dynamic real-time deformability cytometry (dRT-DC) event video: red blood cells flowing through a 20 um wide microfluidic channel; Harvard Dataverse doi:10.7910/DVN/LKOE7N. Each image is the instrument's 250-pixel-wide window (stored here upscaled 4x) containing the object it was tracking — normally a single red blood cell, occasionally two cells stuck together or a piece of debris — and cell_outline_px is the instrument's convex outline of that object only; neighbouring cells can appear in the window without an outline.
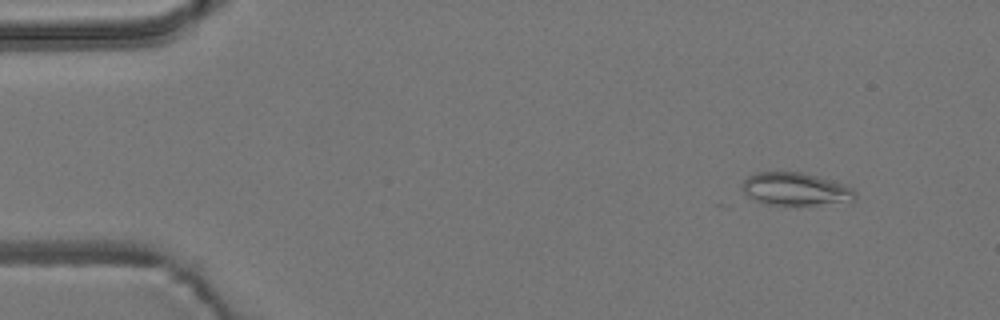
{"species": "common noctule bat (a hibernating species)", "species_latin": "Nyctalus noctula", "temperature_condition": "room temperature", "stored_images_in_passage": 18, "camera_frame_rate_fps": 3000, "um_per_image_px": 0.085, "animal": {"sex": "male", "body_mass_g": 19.2, "forearm_length_mm": 51.8}, "frame": {"image": 1, "passage_image": 6, "time_ms": 1.667, "image_size_px": [1000, 320], "cell_outline_px": [[856, 200], [816, 204], [768, 204], [756, 200], [748, 196], [744, 192], [744, 180], [748, 176], [756, 172], [800, 172], [816, 176], [844, 184], [852, 188], [856, 192]], "centroid_in_image_um": [67.63, 16.05], "position_along_channel_um": 17.4, "area_um2": 21.04}}